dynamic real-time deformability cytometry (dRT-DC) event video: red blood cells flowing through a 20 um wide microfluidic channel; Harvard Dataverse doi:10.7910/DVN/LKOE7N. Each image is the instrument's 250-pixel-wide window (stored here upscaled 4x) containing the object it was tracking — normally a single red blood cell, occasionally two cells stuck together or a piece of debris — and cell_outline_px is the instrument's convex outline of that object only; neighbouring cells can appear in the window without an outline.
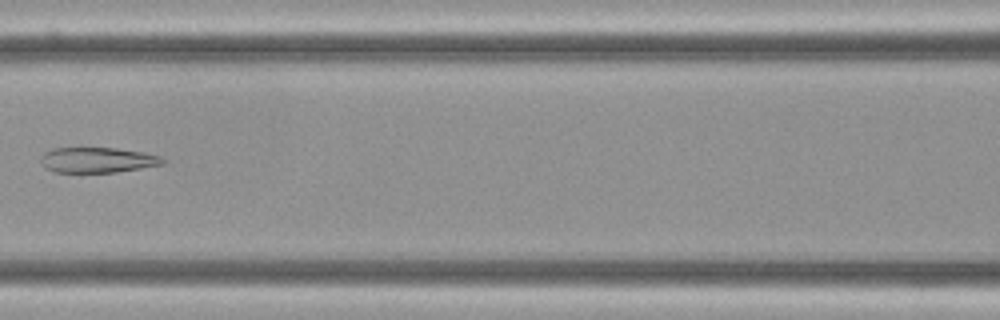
{"species": "Egyptian fruit bat (a non-hibernating species)", "species_latin": "Rousettus aegyptiacus", "temperature_condition": "cold", "stored_images_in_passage": 14, "camera_frame_rate_fps": 3000, "um_per_image_px": 0.085, "frame": {"image": 1, "passage_image": 7, "time_ms": 2.0, "image_size_px": [1000, 320], "cell_outline_px": [[168, 160], [164, 164], [116, 172], [56, 172], [48, 168], [40, 160], [44, 152], [52, 148], [116, 148], [144, 152], [160, 156]], "centroid_in_image_um": [8.34, 13.59], "position_along_channel_um": 158.3, "area_um2": 17.92}}
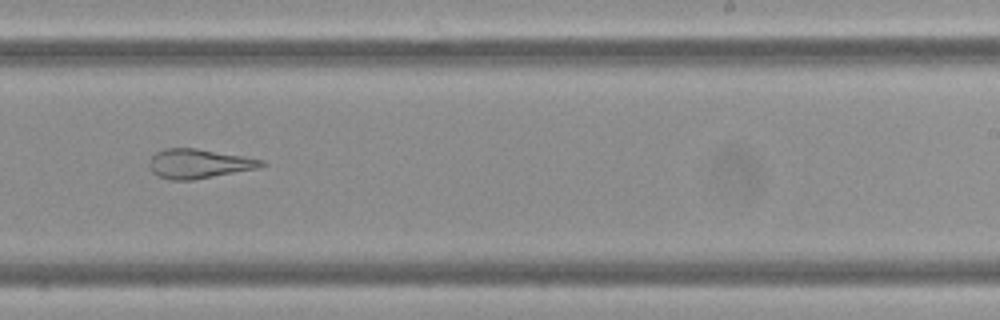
{"frame": {"image": 2, "passage_image": 10, "time_ms": 3.0, "image_size_px": [1000, 320], "cell_outline_px": [[268, 164], [260, 168], [192, 180], [172, 180], [156, 176], [152, 172], [148, 164], [152, 156], [156, 152], [164, 148], [196, 148], [244, 156], [264, 160]], "centroid_in_image_um": [16.91, 13.91], "position_along_channel_um": 272.1, "area_um2": 19.36}}
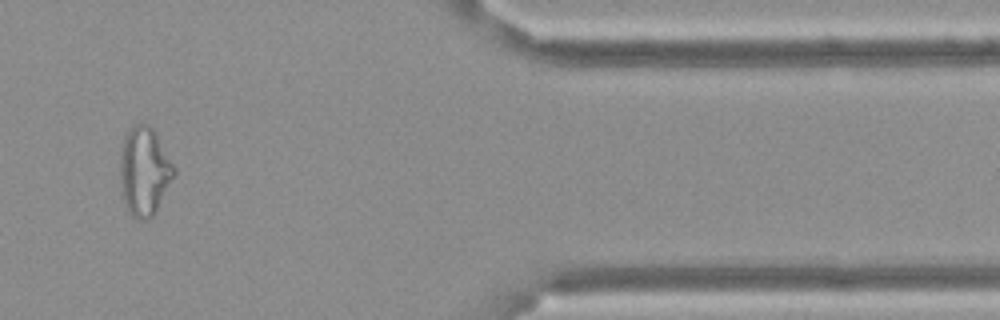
{"frame": {"image": 3, "passage_image": 14, "time_ms": 4.333, "image_size_px": [1000, 320], "cell_outline_px": [[176, 172], [152, 216], [148, 220], [140, 220], [132, 216], [120, 192], [120, 148], [124, 136], [128, 128], [132, 124], [148, 124], [156, 132], [176, 168]], "centroid_in_image_um": [12.24, 14.5], "position_along_channel_um": 399.2, "area_um2": 27.98}}